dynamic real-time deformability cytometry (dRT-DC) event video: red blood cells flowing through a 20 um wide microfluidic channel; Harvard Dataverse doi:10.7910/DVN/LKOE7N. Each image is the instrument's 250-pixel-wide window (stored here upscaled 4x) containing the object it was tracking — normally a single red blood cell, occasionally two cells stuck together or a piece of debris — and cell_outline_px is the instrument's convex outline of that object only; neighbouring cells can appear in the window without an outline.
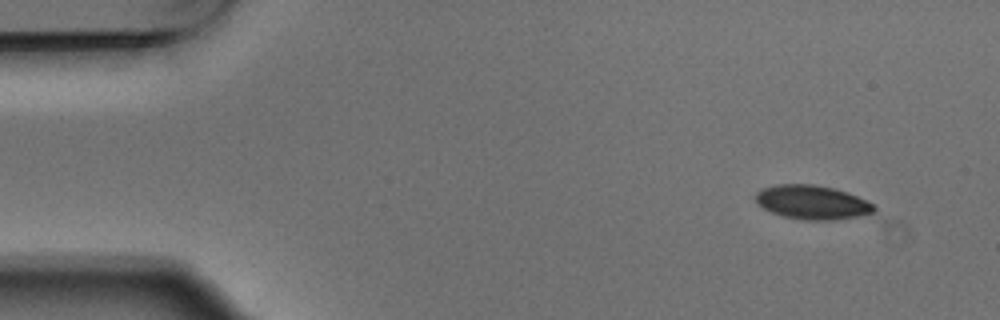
{"species": "Egyptian fruit bat (a non-hibernating species)", "species_latin": "Rousettus aegyptiacus", "temperature_condition": "warm", "stored_images_in_passage": 4, "camera_frame_rate_fps": 3000, "um_per_image_px": 0.085, "animal": {"sex": "male"}, "frame": {"image": 1, "passage_image": 1, "time_ms": 0.0, "image_size_px": [1000, 320], "cell_outline_px": [[876, 212], [860, 216], [836, 220], [804, 220], [784, 216], [772, 212], [756, 204], [756, 192], [764, 188], [776, 184], [812, 184], [832, 188], [848, 192], [872, 204], [876, 208]], "centroid_in_image_um": [69.04, 17.2], "position_along_channel_um": 16.0, "area_um2": 23.41}}
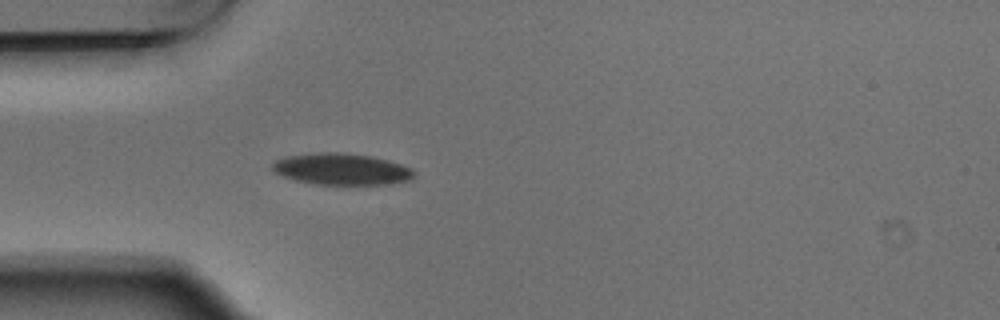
{"frame": {"image": 2, "passage_image": 4, "time_ms": 1.0, "image_size_px": [1000, 320], "cell_outline_px": [[416, 172], [408, 180], [392, 184], [316, 184], [292, 180], [276, 172], [272, 168], [272, 164], [276, 160], [284, 156], [316, 152], [344, 152], [372, 156], [388, 160], [412, 168]], "centroid_in_image_um": [29.02, 14.36], "position_along_channel_um": 56.0, "area_um2": 26.13}}